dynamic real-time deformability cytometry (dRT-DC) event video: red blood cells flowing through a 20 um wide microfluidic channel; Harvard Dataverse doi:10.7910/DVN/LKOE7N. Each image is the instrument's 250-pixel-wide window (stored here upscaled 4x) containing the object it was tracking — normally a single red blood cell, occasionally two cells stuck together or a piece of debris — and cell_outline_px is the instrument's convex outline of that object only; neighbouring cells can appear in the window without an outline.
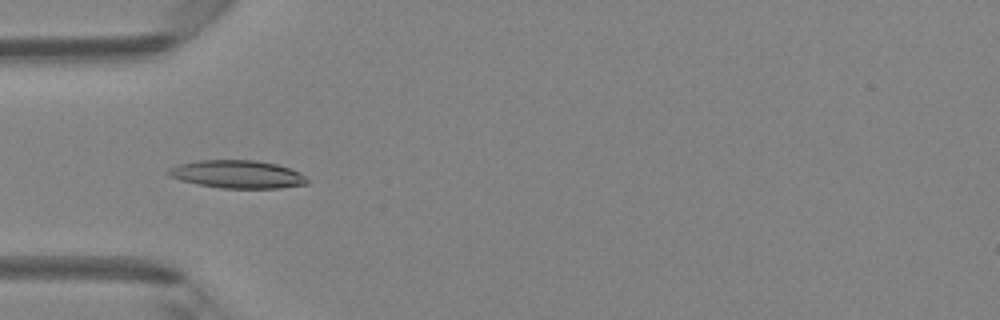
{"species": "Egyptian fruit bat (a non-hibernating species)", "species_latin": "Rousettus aegyptiacus", "temperature_condition": "room temperature", "stored_images_in_passage": 40, "camera_frame_rate_fps": 3000, "um_per_image_px": 0.085, "animal": {"sex": "female"}, "frame": {"image": 1, "passage_image": 7, "time_ms": 2.0, "image_size_px": [1000, 320], "cell_outline_px": [[308, 184], [280, 188], [220, 188], [180, 180], [172, 176], [168, 172], [168, 168], [176, 164], [196, 160], [256, 160], [276, 164], [300, 172], [308, 180]], "centroid_in_image_um": [20.18, 14.8], "position_along_channel_um": 64.8, "area_um2": 22.54}}
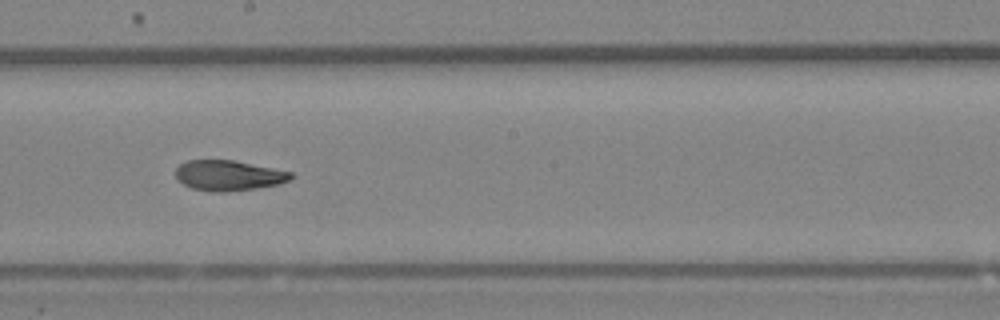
{"frame": {"image": 2, "passage_image": 19, "time_ms": 6.0, "image_size_px": [1000, 320], "cell_outline_px": [[296, 176], [280, 184], [256, 188], [220, 192], [212, 192], [192, 188], [184, 184], [176, 176], [176, 168], [180, 164], [188, 160], [232, 160], [292, 172]], "centroid_in_image_um": [19.44, 14.91], "position_along_channel_um": 228.8, "area_um2": 20.17}}
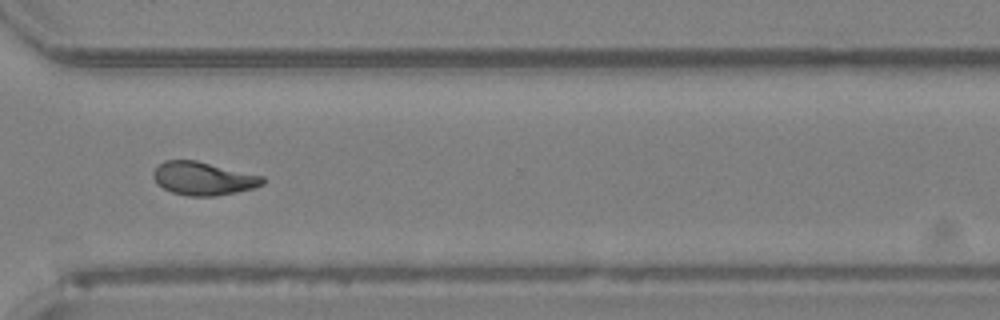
{"frame": {"image": 3, "passage_image": 28, "time_ms": 9.0, "image_size_px": [1000, 320], "cell_outline_px": [[268, 180], [264, 184], [256, 188], [216, 196], [188, 196], [172, 192], [156, 184], [152, 176], [152, 172], [164, 160], [196, 160], [264, 176]], "centroid_in_image_um": [17.31, 15.17], "position_along_channel_um": 353.3, "area_um2": 21.44}, "authors_computed_cell_mechanics": {"area_um2": 21.1548, "velocity_mm_per_s": 4.1271, "shape_relaxation_time_tau1_ms": null, "shape_relaxation_time_tau2_ms": 2.7729, "deformation_change_tau1": null, "deformation_change_tau2": 0.0923}}